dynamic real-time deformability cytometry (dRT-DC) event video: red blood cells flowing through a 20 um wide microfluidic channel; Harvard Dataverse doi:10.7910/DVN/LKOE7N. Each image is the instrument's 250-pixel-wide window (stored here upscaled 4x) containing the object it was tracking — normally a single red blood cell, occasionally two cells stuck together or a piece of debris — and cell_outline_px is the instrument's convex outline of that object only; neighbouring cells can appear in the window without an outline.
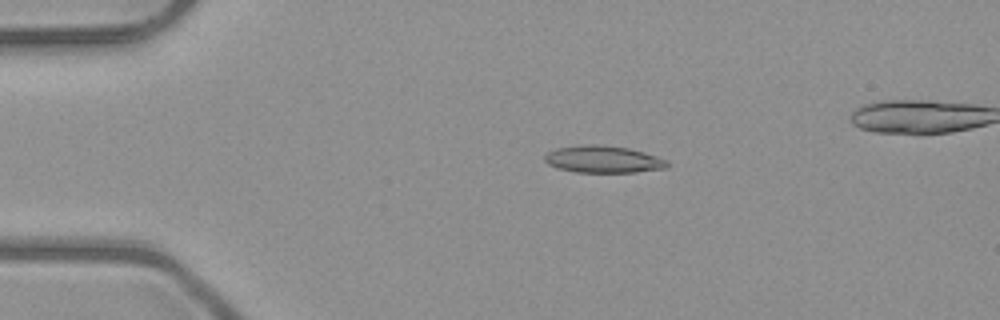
{"species": "common noctule bat (a hibernating species)", "species_latin": "Nyctalus noctula", "temperature_condition": "room temperature", "stored_images_in_passage": 40, "camera_frame_rate_fps": 3000, "um_per_image_px": 0.085, "animal": {"sex": "male", "body_mass_g": 23.1, "forearm_length_mm": 52.7}, "frame": {"image": 1, "passage_image": 2, "time_ms": 0.333, "image_size_px": [1000, 320], "cell_outline_px": [[668, 168], [636, 172], [576, 172], [556, 168], [548, 164], [544, 160], [544, 156], [548, 152], [556, 148], [588, 144], [600, 144], [628, 148], [644, 152], [668, 160]], "centroid_in_image_um": [51.27, 13.54], "position_along_channel_um": 33.7, "area_um2": 19.42}}
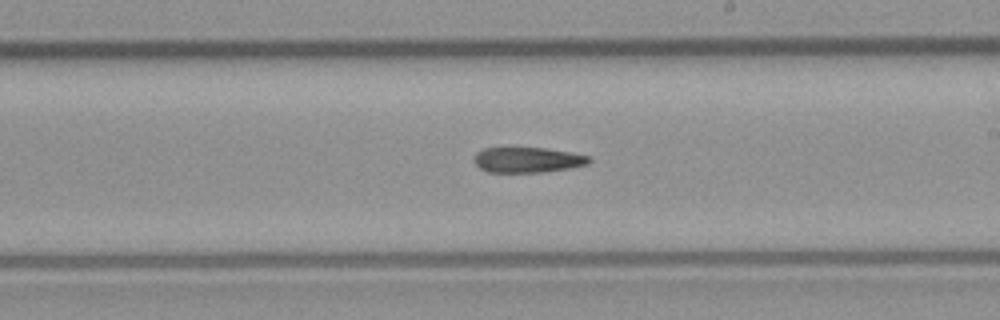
{"frame": {"image": 2, "passage_image": 21, "time_ms": 6.667, "image_size_px": [1000, 320], "cell_outline_px": [[592, 160], [588, 164], [568, 168], [540, 172], [488, 172], [480, 168], [476, 164], [476, 152], [484, 148], [544, 148], [572, 152], [588, 156]], "centroid_in_image_um": [44.86, 13.58], "position_along_channel_um": 244.1, "area_um2": 16.76}}
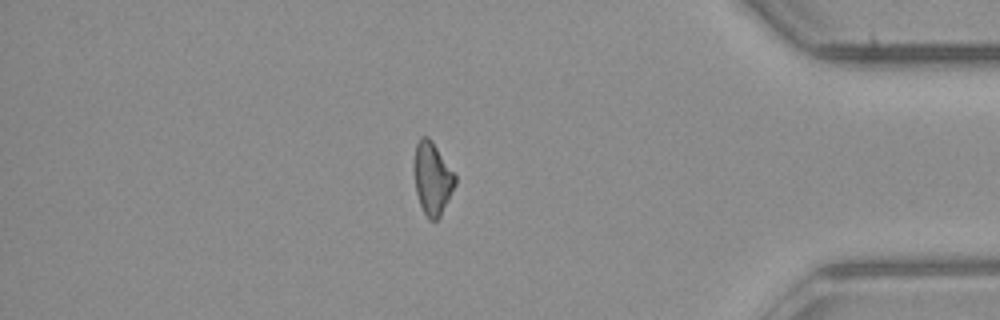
{"frame": {"image": 3, "passage_image": 35, "time_ms": 11.333, "image_size_px": [1000, 320], "cell_outline_px": [[456, 184], [440, 216], [436, 220], [428, 220], [420, 204], [416, 192], [412, 172], [412, 168], [416, 144], [420, 136], [428, 136], [432, 140], [456, 176]], "centroid_in_image_um": [36.71, 15.13], "position_along_channel_um": 398.5, "area_um2": 17.57}}